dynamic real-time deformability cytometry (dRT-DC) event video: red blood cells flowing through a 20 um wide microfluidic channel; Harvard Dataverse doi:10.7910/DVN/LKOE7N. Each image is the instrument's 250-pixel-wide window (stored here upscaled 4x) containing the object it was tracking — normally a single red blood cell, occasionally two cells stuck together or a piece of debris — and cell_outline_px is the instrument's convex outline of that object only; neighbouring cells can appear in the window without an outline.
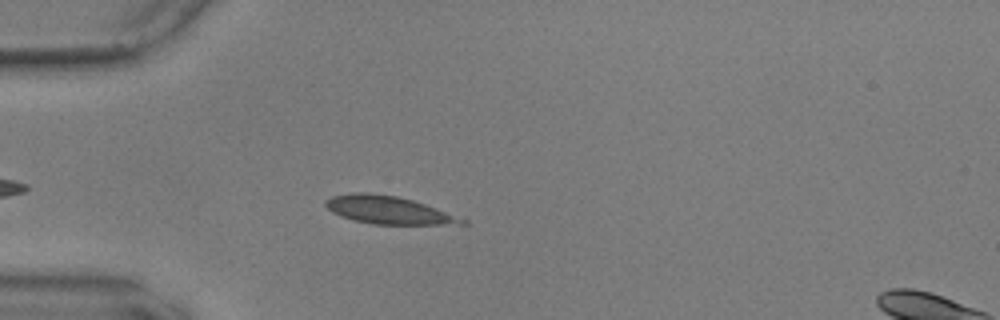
{"species": "common noctule bat (a hibernating species)", "species_latin": "Nyctalus noctula", "temperature_condition": "warm", "stored_images_in_passage": 11, "camera_frame_rate_fps": 3000, "um_per_image_px": 0.085, "animal": {"sex": "male", "body_mass_g": 17.9, "forearm_length_mm": 54.2}, "frame": {"image": 1, "passage_image": 6, "time_ms": 1.667, "image_size_px": [1000, 320], "cell_outline_px": [[468, 224], [372, 224], [352, 220], [340, 216], [332, 212], [324, 204], [324, 200], [332, 196], [352, 192], [368, 192], [396, 196], [412, 200], [424, 204], [468, 220]], "centroid_in_image_um": [32.95, 17.85], "position_along_channel_um": 52.0, "area_um2": 22.02}}